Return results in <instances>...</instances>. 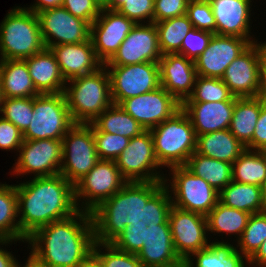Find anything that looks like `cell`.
I'll list each match as a JSON object with an SVG mask.
<instances>
[{
    "instance_id": "cell-1",
    "label": "cell",
    "mask_w": 266,
    "mask_h": 267,
    "mask_svg": "<svg viewBox=\"0 0 266 267\" xmlns=\"http://www.w3.org/2000/svg\"><path fill=\"white\" fill-rule=\"evenodd\" d=\"M16 191L20 241L23 242L37 229L79 211L74 185L61 174L33 177L16 185Z\"/></svg>"
},
{
    "instance_id": "cell-2",
    "label": "cell",
    "mask_w": 266,
    "mask_h": 267,
    "mask_svg": "<svg viewBox=\"0 0 266 267\" xmlns=\"http://www.w3.org/2000/svg\"><path fill=\"white\" fill-rule=\"evenodd\" d=\"M27 242L48 267H78L92 253L95 243L92 215L79 210L37 229Z\"/></svg>"
},
{
    "instance_id": "cell-3",
    "label": "cell",
    "mask_w": 266,
    "mask_h": 267,
    "mask_svg": "<svg viewBox=\"0 0 266 267\" xmlns=\"http://www.w3.org/2000/svg\"><path fill=\"white\" fill-rule=\"evenodd\" d=\"M163 186L164 181L127 182L102 202L91 212L95 241L111 243Z\"/></svg>"
},
{
    "instance_id": "cell-4",
    "label": "cell",
    "mask_w": 266,
    "mask_h": 267,
    "mask_svg": "<svg viewBox=\"0 0 266 267\" xmlns=\"http://www.w3.org/2000/svg\"><path fill=\"white\" fill-rule=\"evenodd\" d=\"M65 86L71 118L75 124H90L113 104L110 79L103 65L96 72L73 78Z\"/></svg>"
},
{
    "instance_id": "cell-5",
    "label": "cell",
    "mask_w": 266,
    "mask_h": 267,
    "mask_svg": "<svg viewBox=\"0 0 266 267\" xmlns=\"http://www.w3.org/2000/svg\"><path fill=\"white\" fill-rule=\"evenodd\" d=\"M45 48L37 15L14 7L0 23V60H25Z\"/></svg>"
},
{
    "instance_id": "cell-6",
    "label": "cell",
    "mask_w": 266,
    "mask_h": 267,
    "mask_svg": "<svg viewBox=\"0 0 266 267\" xmlns=\"http://www.w3.org/2000/svg\"><path fill=\"white\" fill-rule=\"evenodd\" d=\"M154 151L159 165L169 169L185 166L196 151L197 135L187 114L180 109L153 129Z\"/></svg>"
},
{
    "instance_id": "cell-7",
    "label": "cell",
    "mask_w": 266,
    "mask_h": 267,
    "mask_svg": "<svg viewBox=\"0 0 266 267\" xmlns=\"http://www.w3.org/2000/svg\"><path fill=\"white\" fill-rule=\"evenodd\" d=\"M172 206L169 189L164 185L147 204H143L136 218L111 244L120 251L137 255L153 230L160 229V224H169Z\"/></svg>"
},
{
    "instance_id": "cell-8",
    "label": "cell",
    "mask_w": 266,
    "mask_h": 267,
    "mask_svg": "<svg viewBox=\"0 0 266 267\" xmlns=\"http://www.w3.org/2000/svg\"><path fill=\"white\" fill-rule=\"evenodd\" d=\"M33 109L31 124L23 132L24 140H62L75 124L64 92L33 97Z\"/></svg>"
},
{
    "instance_id": "cell-9",
    "label": "cell",
    "mask_w": 266,
    "mask_h": 267,
    "mask_svg": "<svg viewBox=\"0 0 266 267\" xmlns=\"http://www.w3.org/2000/svg\"><path fill=\"white\" fill-rule=\"evenodd\" d=\"M169 169L172 172V182L165 177L164 185L171 192L172 204L176 208L206 216L219 202V192L205 179L194 175L186 166Z\"/></svg>"
},
{
    "instance_id": "cell-10",
    "label": "cell",
    "mask_w": 266,
    "mask_h": 267,
    "mask_svg": "<svg viewBox=\"0 0 266 267\" xmlns=\"http://www.w3.org/2000/svg\"><path fill=\"white\" fill-rule=\"evenodd\" d=\"M98 161L92 126L74 124L62 139L60 174L75 185Z\"/></svg>"
},
{
    "instance_id": "cell-11",
    "label": "cell",
    "mask_w": 266,
    "mask_h": 267,
    "mask_svg": "<svg viewBox=\"0 0 266 267\" xmlns=\"http://www.w3.org/2000/svg\"><path fill=\"white\" fill-rule=\"evenodd\" d=\"M126 183L127 180L121 175L114 160H99L96 165L74 185L77 208L91 213L102 202L118 192ZM80 201L83 202L80 203Z\"/></svg>"
},
{
    "instance_id": "cell-12",
    "label": "cell",
    "mask_w": 266,
    "mask_h": 267,
    "mask_svg": "<svg viewBox=\"0 0 266 267\" xmlns=\"http://www.w3.org/2000/svg\"><path fill=\"white\" fill-rule=\"evenodd\" d=\"M121 175L127 182L164 181L165 176L157 169L159 165L152 134L145 130L130 139L128 146L115 160Z\"/></svg>"
},
{
    "instance_id": "cell-13",
    "label": "cell",
    "mask_w": 266,
    "mask_h": 267,
    "mask_svg": "<svg viewBox=\"0 0 266 267\" xmlns=\"http://www.w3.org/2000/svg\"><path fill=\"white\" fill-rule=\"evenodd\" d=\"M107 68L111 96L114 104L153 91L160 87L158 62L132 65H105Z\"/></svg>"
},
{
    "instance_id": "cell-14",
    "label": "cell",
    "mask_w": 266,
    "mask_h": 267,
    "mask_svg": "<svg viewBox=\"0 0 266 267\" xmlns=\"http://www.w3.org/2000/svg\"><path fill=\"white\" fill-rule=\"evenodd\" d=\"M168 222L175 252L183 262L194 252L209 246V237L206 236L208 227L205 215L172 206Z\"/></svg>"
},
{
    "instance_id": "cell-15",
    "label": "cell",
    "mask_w": 266,
    "mask_h": 267,
    "mask_svg": "<svg viewBox=\"0 0 266 267\" xmlns=\"http://www.w3.org/2000/svg\"><path fill=\"white\" fill-rule=\"evenodd\" d=\"M18 152L13 174L24 176L33 173L34 177L60 174L62 140H24Z\"/></svg>"
},
{
    "instance_id": "cell-16",
    "label": "cell",
    "mask_w": 266,
    "mask_h": 267,
    "mask_svg": "<svg viewBox=\"0 0 266 267\" xmlns=\"http://www.w3.org/2000/svg\"><path fill=\"white\" fill-rule=\"evenodd\" d=\"M119 106L145 130L153 129L181 109V104L162 86L125 99Z\"/></svg>"
},
{
    "instance_id": "cell-17",
    "label": "cell",
    "mask_w": 266,
    "mask_h": 267,
    "mask_svg": "<svg viewBox=\"0 0 266 267\" xmlns=\"http://www.w3.org/2000/svg\"><path fill=\"white\" fill-rule=\"evenodd\" d=\"M36 15L45 48L81 43L90 38V25L63 7L47 9Z\"/></svg>"
},
{
    "instance_id": "cell-18",
    "label": "cell",
    "mask_w": 266,
    "mask_h": 267,
    "mask_svg": "<svg viewBox=\"0 0 266 267\" xmlns=\"http://www.w3.org/2000/svg\"><path fill=\"white\" fill-rule=\"evenodd\" d=\"M136 23L117 10L102 8L90 25V39L97 58L107 63L118 51L121 43Z\"/></svg>"
},
{
    "instance_id": "cell-19",
    "label": "cell",
    "mask_w": 266,
    "mask_h": 267,
    "mask_svg": "<svg viewBox=\"0 0 266 267\" xmlns=\"http://www.w3.org/2000/svg\"><path fill=\"white\" fill-rule=\"evenodd\" d=\"M263 56L261 42L251 43L225 69L221 79L234 97L257 96L259 71Z\"/></svg>"
},
{
    "instance_id": "cell-20",
    "label": "cell",
    "mask_w": 266,
    "mask_h": 267,
    "mask_svg": "<svg viewBox=\"0 0 266 267\" xmlns=\"http://www.w3.org/2000/svg\"><path fill=\"white\" fill-rule=\"evenodd\" d=\"M162 56L155 23L136 24L121 43L118 51L104 65H132L159 62Z\"/></svg>"
},
{
    "instance_id": "cell-21",
    "label": "cell",
    "mask_w": 266,
    "mask_h": 267,
    "mask_svg": "<svg viewBox=\"0 0 266 267\" xmlns=\"http://www.w3.org/2000/svg\"><path fill=\"white\" fill-rule=\"evenodd\" d=\"M250 44L244 38L214 33L208 47L194 61L197 75L222 78L225 69Z\"/></svg>"
},
{
    "instance_id": "cell-22",
    "label": "cell",
    "mask_w": 266,
    "mask_h": 267,
    "mask_svg": "<svg viewBox=\"0 0 266 267\" xmlns=\"http://www.w3.org/2000/svg\"><path fill=\"white\" fill-rule=\"evenodd\" d=\"M158 65L160 86L182 104L194 90L195 62L178 53H167L161 56Z\"/></svg>"
},
{
    "instance_id": "cell-23",
    "label": "cell",
    "mask_w": 266,
    "mask_h": 267,
    "mask_svg": "<svg viewBox=\"0 0 266 267\" xmlns=\"http://www.w3.org/2000/svg\"><path fill=\"white\" fill-rule=\"evenodd\" d=\"M251 0H212L210 2L216 21L215 34L236 36L257 42L250 35ZM252 38V39H251Z\"/></svg>"
},
{
    "instance_id": "cell-24",
    "label": "cell",
    "mask_w": 266,
    "mask_h": 267,
    "mask_svg": "<svg viewBox=\"0 0 266 267\" xmlns=\"http://www.w3.org/2000/svg\"><path fill=\"white\" fill-rule=\"evenodd\" d=\"M50 50L65 81L96 72L104 65L97 58L90 38L81 43L51 46Z\"/></svg>"
},
{
    "instance_id": "cell-25",
    "label": "cell",
    "mask_w": 266,
    "mask_h": 267,
    "mask_svg": "<svg viewBox=\"0 0 266 267\" xmlns=\"http://www.w3.org/2000/svg\"><path fill=\"white\" fill-rule=\"evenodd\" d=\"M235 101L183 102L181 109L189 117L196 135L229 129Z\"/></svg>"
},
{
    "instance_id": "cell-26",
    "label": "cell",
    "mask_w": 266,
    "mask_h": 267,
    "mask_svg": "<svg viewBox=\"0 0 266 267\" xmlns=\"http://www.w3.org/2000/svg\"><path fill=\"white\" fill-rule=\"evenodd\" d=\"M137 257L144 267H184L175 252L169 224H160V229L151 232Z\"/></svg>"
},
{
    "instance_id": "cell-27",
    "label": "cell",
    "mask_w": 266,
    "mask_h": 267,
    "mask_svg": "<svg viewBox=\"0 0 266 267\" xmlns=\"http://www.w3.org/2000/svg\"><path fill=\"white\" fill-rule=\"evenodd\" d=\"M24 61L27 63L33 84L40 94L64 92L67 83L50 48H44Z\"/></svg>"
},
{
    "instance_id": "cell-28",
    "label": "cell",
    "mask_w": 266,
    "mask_h": 267,
    "mask_svg": "<svg viewBox=\"0 0 266 267\" xmlns=\"http://www.w3.org/2000/svg\"><path fill=\"white\" fill-rule=\"evenodd\" d=\"M0 84L3 98H26L40 95L24 60H0Z\"/></svg>"
},
{
    "instance_id": "cell-29",
    "label": "cell",
    "mask_w": 266,
    "mask_h": 267,
    "mask_svg": "<svg viewBox=\"0 0 266 267\" xmlns=\"http://www.w3.org/2000/svg\"><path fill=\"white\" fill-rule=\"evenodd\" d=\"M245 150L229 129L197 136L196 152L212 159L233 164Z\"/></svg>"
},
{
    "instance_id": "cell-30",
    "label": "cell",
    "mask_w": 266,
    "mask_h": 267,
    "mask_svg": "<svg viewBox=\"0 0 266 267\" xmlns=\"http://www.w3.org/2000/svg\"><path fill=\"white\" fill-rule=\"evenodd\" d=\"M217 241L211 242L208 247L194 252L185 260L184 267H246V265L248 267V260L237 251L235 246L224 242V240L222 242ZM193 261H196L195 264Z\"/></svg>"
},
{
    "instance_id": "cell-31",
    "label": "cell",
    "mask_w": 266,
    "mask_h": 267,
    "mask_svg": "<svg viewBox=\"0 0 266 267\" xmlns=\"http://www.w3.org/2000/svg\"><path fill=\"white\" fill-rule=\"evenodd\" d=\"M219 202L250 214L266 210L261 186L236 181H231L219 192Z\"/></svg>"
},
{
    "instance_id": "cell-32",
    "label": "cell",
    "mask_w": 266,
    "mask_h": 267,
    "mask_svg": "<svg viewBox=\"0 0 266 267\" xmlns=\"http://www.w3.org/2000/svg\"><path fill=\"white\" fill-rule=\"evenodd\" d=\"M261 107L262 101L258 97H244L235 100L229 130L244 146L253 138Z\"/></svg>"
},
{
    "instance_id": "cell-33",
    "label": "cell",
    "mask_w": 266,
    "mask_h": 267,
    "mask_svg": "<svg viewBox=\"0 0 266 267\" xmlns=\"http://www.w3.org/2000/svg\"><path fill=\"white\" fill-rule=\"evenodd\" d=\"M90 125L93 132L118 134L129 139L140 135L145 129L118 104H111Z\"/></svg>"
},
{
    "instance_id": "cell-34",
    "label": "cell",
    "mask_w": 266,
    "mask_h": 267,
    "mask_svg": "<svg viewBox=\"0 0 266 267\" xmlns=\"http://www.w3.org/2000/svg\"><path fill=\"white\" fill-rule=\"evenodd\" d=\"M194 175L205 179L220 192L232 181V164L198 154L196 151L185 165Z\"/></svg>"
},
{
    "instance_id": "cell-35",
    "label": "cell",
    "mask_w": 266,
    "mask_h": 267,
    "mask_svg": "<svg viewBox=\"0 0 266 267\" xmlns=\"http://www.w3.org/2000/svg\"><path fill=\"white\" fill-rule=\"evenodd\" d=\"M232 181L263 187L266 182V151L246 149L232 164Z\"/></svg>"
},
{
    "instance_id": "cell-36",
    "label": "cell",
    "mask_w": 266,
    "mask_h": 267,
    "mask_svg": "<svg viewBox=\"0 0 266 267\" xmlns=\"http://www.w3.org/2000/svg\"><path fill=\"white\" fill-rule=\"evenodd\" d=\"M250 216V213L227 207L218 202L206 215L208 231L214 234L237 235L238 240L247 226Z\"/></svg>"
},
{
    "instance_id": "cell-37",
    "label": "cell",
    "mask_w": 266,
    "mask_h": 267,
    "mask_svg": "<svg viewBox=\"0 0 266 267\" xmlns=\"http://www.w3.org/2000/svg\"><path fill=\"white\" fill-rule=\"evenodd\" d=\"M16 184L0 183V240L20 241Z\"/></svg>"
},
{
    "instance_id": "cell-38",
    "label": "cell",
    "mask_w": 266,
    "mask_h": 267,
    "mask_svg": "<svg viewBox=\"0 0 266 267\" xmlns=\"http://www.w3.org/2000/svg\"><path fill=\"white\" fill-rule=\"evenodd\" d=\"M155 25L162 55L177 53L181 49L184 37L193 28L187 14L156 22Z\"/></svg>"
},
{
    "instance_id": "cell-39",
    "label": "cell",
    "mask_w": 266,
    "mask_h": 267,
    "mask_svg": "<svg viewBox=\"0 0 266 267\" xmlns=\"http://www.w3.org/2000/svg\"><path fill=\"white\" fill-rule=\"evenodd\" d=\"M266 239V210L251 214L247 226L237 240L236 247L247 260H249L259 249Z\"/></svg>"
},
{
    "instance_id": "cell-40",
    "label": "cell",
    "mask_w": 266,
    "mask_h": 267,
    "mask_svg": "<svg viewBox=\"0 0 266 267\" xmlns=\"http://www.w3.org/2000/svg\"><path fill=\"white\" fill-rule=\"evenodd\" d=\"M228 87L221 78L197 75L192 95L184 102H219L235 101Z\"/></svg>"
},
{
    "instance_id": "cell-41",
    "label": "cell",
    "mask_w": 266,
    "mask_h": 267,
    "mask_svg": "<svg viewBox=\"0 0 266 267\" xmlns=\"http://www.w3.org/2000/svg\"><path fill=\"white\" fill-rule=\"evenodd\" d=\"M33 110V97L3 98L0 116L9 120L23 133L31 124Z\"/></svg>"
},
{
    "instance_id": "cell-42",
    "label": "cell",
    "mask_w": 266,
    "mask_h": 267,
    "mask_svg": "<svg viewBox=\"0 0 266 267\" xmlns=\"http://www.w3.org/2000/svg\"><path fill=\"white\" fill-rule=\"evenodd\" d=\"M92 253L102 262L104 267H144L137 255L120 251L111 243L95 241Z\"/></svg>"
},
{
    "instance_id": "cell-43",
    "label": "cell",
    "mask_w": 266,
    "mask_h": 267,
    "mask_svg": "<svg viewBox=\"0 0 266 267\" xmlns=\"http://www.w3.org/2000/svg\"><path fill=\"white\" fill-rule=\"evenodd\" d=\"M99 160H116L128 146L130 139L118 134L93 132Z\"/></svg>"
},
{
    "instance_id": "cell-44",
    "label": "cell",
    "mask_w": 266,
    "mask_h": 267,
    "mask_svg": "<svg viewBox=\"0 0 266 267\" xmlns=\"http://www.w3.org/2000/svg\"><path fill=\"white\" fill-rule=\"evenodd\" d=\"M213 35L210 31L193 27L184 37L181 49L177 53L195 61L208 47Z\"/></svg>"
},
{
    "instance_id": "cell-45",
    "label": "cell",
    "mask_w": 266,
    "mask_h": 267,
    "mask_svg": "<svg viewBox=\"0 0 266 267\" xmlns=\"http://www.w3.org/2000/svg\"><path fill=\"white\" fill-rule=\"evenodd\" d=\"M187 16L196 29L215 33L216 21L210 3L189 1Z\"/></svg>"
},
{
    "instance_id": "cell-46",
    "label": "cell",
    "mask_w": 266,
    "mask_h": 267,
    "mask_svg": "<svg viewBox=\"0 0 266 267\" xmlns=\"http://www.w3.org/2000/svg\"><path fill=\"white\" fill-rule=\"evenodd\" d=\"M117 11L136 24L145 19L148 23H153L154 0H126Z\"/></svg>"
},
{
    "instance_id": "cell-47",
    "label": "cell",
    "mask_w": 266,
    "mask_h": 267,
    "mask_svg": "<svg viewBox=\"0 0 266 267\" xmlns=\"http://www.w3.org/2000/svg\"><path fill=\"white\" fill-rule=\"evenodd\" d=\"M62 7L89 25L95 21L102 10L96 0H63Z\"/></svg>"
},
{
    "instance_id": "cell-48",
    "label": "cell",
    "mask_w": 266,
    "mask_h": 267,
    "mask_svg": "<svg viewBox=\"0 0 266 267\" xmlns=\"http://www.w3.org/2000/svg\"><path fill=\"white\" fill-rule=\"evenodd\" d=\"M190 0H154L153 23L187 14Z\"/></svg>"
},
{
    "instance_id": "cell-49",
    "label": "cell",
    "mask_w": 266,
    "mask_h": 267,
    "mask_svg": "<svg viewBox=\"0 0 266 267\" xmlns=\"http://www.w3.org/2000/svg\"><path fill=\"white\" fill-rule=\"evenodd\" d=\"M23 141V133L18 127L0 116V149L18 152Z\"/></svg>"
},
{
    "instance_id": "cell-50",
    "label": "cell",
    "mask_w": 266,
    "mask_h": 267,
    "mask_svg": "<svg viewBox=\"0 0 266 267\" xmlns=\"http://www.w3.org/2000/svg\"><path fill=\"white\" fill-rule=\"evenodd\" d=\"M245 147L248 150L266 151V104L263 102L253 138Z\"/></svg>"
},
{
    "instance_id": "cell-51",
    "label": "cell",
    "mask_w": 266,
    "mask_h": 267,
    "mask_svg": "<svg viewBox=\"0 0 266 267\" xmlns=\"http://www.w3.org/2000/svg\"><path fill=\"white\" fill-rule=\"evenodd\" d=\"M62 3L63 0H36L32 6L24 8L38 14L47 9L62 7Z\"/></svg>"
},
{
    "instance_id": "cell-52",
    "label": "cell",
    "mask_w": 266,
    "mask_h": 267,
    "mask_svg": "<svg viewBox=\"0 0 266 267\" xmlns=\"http://www.w3.org/2000/svg\"><path fill=\"white\" fill-rule=\"evenodd\" d=\"M263 103L266 104V57L263 56L259 71V85L257 96Z\"/></svg>"
},
{
    "instance_id": "cell-53",
    "label": "cell",
    "mask_w": 266,
    "mask_h": 267,
    "mask_svg": "<svg viewBox=\"0 0 266 267\" xmlns=\"http://www.w3.org/2000/svg\"><path fill=\"white\" fill-rule=\"evenodd\" d=\"M13 240H0L1 245L12 244ZM16 257L11 252L0 247V267H15Z\"/></svg>"
},
{
    "instance_id": "cell-54",
    "label": "cell",
    "mask_w": 266,
    "mask_h": 267,
    "mask_svg": "<svg viewBox=\"0 0 266 267\" xmlns=\"http://www.w3.org/2000/svg\"><path fill=\"white\" fill-rule=\"evenodd\" d=\"M266 267V239L262 242L256 253L248 260V266Z\"/></svg>"
},
{
    "instance_id": "cell-55",
    "label": "cell",
    "mask_w": 266,
    "mask_h": 267,
    "mask_svg": "<svg viewBox=\"0 0 266 267\" xmlns=\"http://www.w3.org/2000/svg\"><path fill=\"white\" fill-rule=\"evenodd\" d=\"M29 257L24 266L20 265L16 260L15 267H48L46 263L42 259H40L32 250L29 253Z\"/></svg>"
},
{
    "instance_id": "cell-56",
    "label": "cell",
    "mask_w": 266,
    "mask_h": 267,
    "mask_svg": "<svg viewBox=\"0 0 266 267\" xmlns=\"http://www.w3.org/2000/svg\"><path fill=\"white\" fill-rule=\"evenodd\" d=\"M78 267H104L102 262L91 253Z\"/></svg>"
},
{
    "instance_id": "cell-57",
    "label": "cell",
    "mask_w": 266,
    "mask_h": 267,
    "mask_svg": "<svg viewBox=\"0 0 266 267\" xmlns=\"http://www.w3.org/2000/svg\"><path fill=\"white\" fill-rule=\"evenodd\" d=\"M126 0H111L104 8L117 10Z\"/></svg>"
},
{
    "instance_id": "cell-58",
    "label": "cell",
    "mask_w": 266,
    "mask_h": 267,
    "mask_svg": "<svg viewBox=\"0 0 266 267\" xmlns=\"http://www.w3.org/2000/svg\"><path fill=\"white\" fill-rule=\"evenodd\" d=\"M104 8L111 0H96Z\"/></svg>"
},
{
    "instance_id": "cell-59",
    "label": "cell",
    "mask_w": 266,
    "mask_h": 267,
    "mask_svg": "<svg viewBox=\"0 0 266 267\" xmlns=\"http://www.w3.org/2000/svg\"><path fill=\"white\" fill-rule=\"evenodd\" d=\"M262 191H263V199H264L265 206H266V182L262 187Z\"/></svg>"
},
{
    "instance_id": "cell-60",
    "label": "cell",
    "mask_w": 266,
    "mask_h": 267,
    "mask_svg": "<svg viewBox=\"0 0 266 267\" xmlns=\"http://www.w3.org/2000/svg\"><path fill=\"white\" fill-rule=\"evenodd\" d=\"M261 45H262V48H263L264 56L266 57V42L265 43L261 42Z\"/></svg>"
},
{
    "instance_id": "cell-61",
    "label": "cell",
    "mask_w": 266,
    "mask_h": 267,
    "mask_svg": "<svg viewBox=\"0 0 266 267\" xmlns=\"http://www.w3.org/2000/svg\"><path fill=\"white\" fill-rule=\"evenodd\" d=\"M190 1L210 3L212 0H190Z\"/></svg>"
},
{
    "instance_id": "cell-62",
    "label": "cell",
    "mask_w": 266,
    "mask_h": 267,
    "mask_svg": "<svg viewBox=\"0 0 266 267\" xmlns=\"http://www.w3.org/2000/svg\"><path fill=\"white\" fill-rule=\"evenodd\" d=\"M2 99H3V97H2V93H1V84H0V106H1Z\"/></svg>"
}]
</instances>
